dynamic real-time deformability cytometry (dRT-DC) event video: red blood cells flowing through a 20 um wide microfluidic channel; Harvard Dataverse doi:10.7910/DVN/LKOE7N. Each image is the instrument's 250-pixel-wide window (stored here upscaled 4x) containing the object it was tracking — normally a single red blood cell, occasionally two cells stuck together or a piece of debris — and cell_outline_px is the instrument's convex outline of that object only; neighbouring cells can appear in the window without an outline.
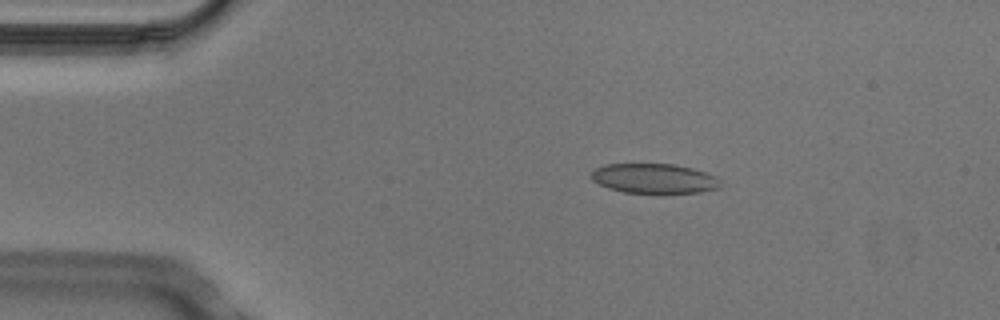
{"species": "Egyptian fruit bat (a non-hibernating species)", "species_latin": "Rousettus aegyptiacus", "temperature_condition": "cold", "stored_images_in_passage": 7, "camera_frame_rate_fps": 3000, "um_per_image_px": 0.085, "animal": {"sex": "male"}, "frame": {"image": 1, "passage_image": 3, "time_ms": 0.667, "image_size_px": [1000, 320], "cell_outline_px": [[720, 180], [716, 188], [700, 192], [624, 192], [608, 188], [592, 180], [592, 172], [596, 168], [604, 164], [676, 164], [692, 168], [716, 176]], "centroid_in_image_um": [55.57, 15.15], "position_along_channel_um": 29.4, "area_um2": 21.96}}
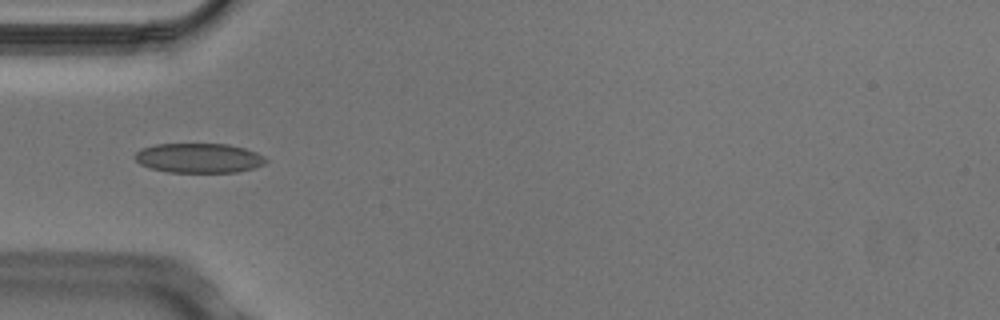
{"frame": {"image": 2, "passage_image": 5, "time_ms": 1.333, "image_size_px": [1000, 320], "cell_outline_px": [[268, 160], [264, 164], [252, 168], [236, 172], [168, 172], [148, 168], [140, 164], [132, 156], [140, 148], [156, 144], [228, 144], [244, 148], [256, 152], [264, 156]], "centroid_in_image_um": [16.86, 13.43], "position_along_channel_um": 68.1, "area_um2": 22.72}}
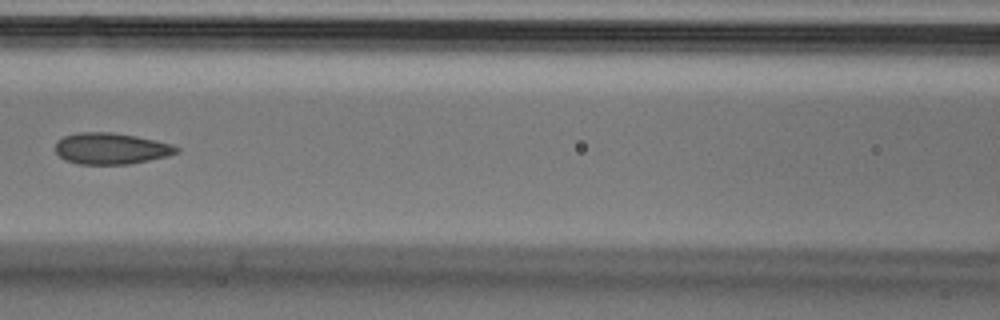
{"frame": {"image": 3, "passage_image": 7, "time_ms": 2.0, "image_size_px": [1000, 320], "cell_outline_px": [[180, 152], [168, 156], [128, 164], [80, 164], [64, 160], [56, 152], [56, 140], [64, 136], [76, 132], [112, 132], [136, 136], [168, 144], [180, 148]], "centroid_in_image_um": [9.4, 12.62], "position_along_channel_um": 157.2, "area_um2": 22.02}}